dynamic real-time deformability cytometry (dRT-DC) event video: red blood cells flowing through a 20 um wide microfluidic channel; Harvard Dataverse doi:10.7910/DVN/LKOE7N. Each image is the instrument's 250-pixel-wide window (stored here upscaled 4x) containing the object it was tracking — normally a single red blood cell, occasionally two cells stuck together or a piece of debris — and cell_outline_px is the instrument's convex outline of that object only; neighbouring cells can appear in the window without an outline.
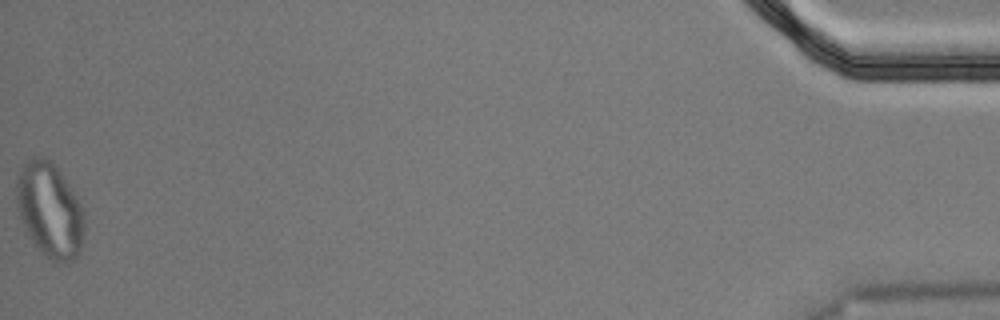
{"species": "Egyptian fruit bat (a non-hibernating species)", "species_latin": "Rousettus aegyptiacus", "temperature_condition": "cold", "stored_images_in_passage": 58, "segment_of_instrument_passage": [2, 2], "camera_frame_rate_fps": 3000, "um_per_image_px": 0.085, "animal": {"sex": "male"}, "frame": {"image": 1, "passage_image": 57, "time_ms": 18.667, "image_size_px": [1000, 320], "cell_outline_px": [[84, 228], [80, 252], [68, 264], [52, 260], [32, 240], [20, 216], [16, 200], [16, 180], [20, 168], [24, 160], [32, 156], [40, 156], [56, 164], [76, 196], [84, 212]], "centroid_in_image_um": [4.23, 17.79], "position_along_channel_um": 431.0, "area_um2": 37.28}}